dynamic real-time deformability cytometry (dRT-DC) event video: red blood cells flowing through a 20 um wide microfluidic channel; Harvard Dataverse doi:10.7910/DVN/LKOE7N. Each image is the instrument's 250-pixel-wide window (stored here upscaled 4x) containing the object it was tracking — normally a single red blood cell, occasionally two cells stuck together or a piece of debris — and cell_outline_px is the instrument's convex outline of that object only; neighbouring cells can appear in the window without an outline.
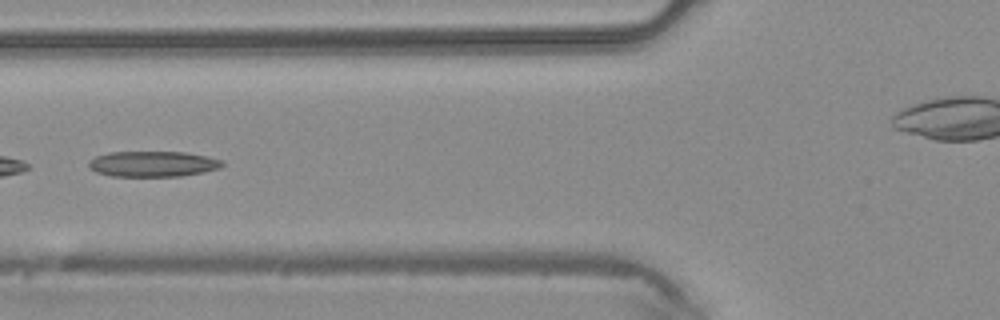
{"species": "common noctule bat (a hibernating species)", "species_latin": "Nyctalus noctula", "temperature_condition": "warm", "stored_images_in_passage": 3, "camera_frame_rate_fps": 3000, "um_per_image_px": 0.085, "animal": {"sex": "male", "body_mass_g": 20.4}, "frame": {"image": 1, "passage_image": 3, "time_ms": 0.667, "image_size_px": [1000, 320], "cell_outline_px": [[224, 164], [220, 168], [204, 172], [180, 176], [112, 176], [96, 172], [88, 168], [88, 160], [96, 156], [108, 152], [184, 152], [208, 156], [224, 160]], "centroid_in_image_um": [12.99, 13.93], "position_along_channel_um": 112.8, "area_um2": 20.11}}